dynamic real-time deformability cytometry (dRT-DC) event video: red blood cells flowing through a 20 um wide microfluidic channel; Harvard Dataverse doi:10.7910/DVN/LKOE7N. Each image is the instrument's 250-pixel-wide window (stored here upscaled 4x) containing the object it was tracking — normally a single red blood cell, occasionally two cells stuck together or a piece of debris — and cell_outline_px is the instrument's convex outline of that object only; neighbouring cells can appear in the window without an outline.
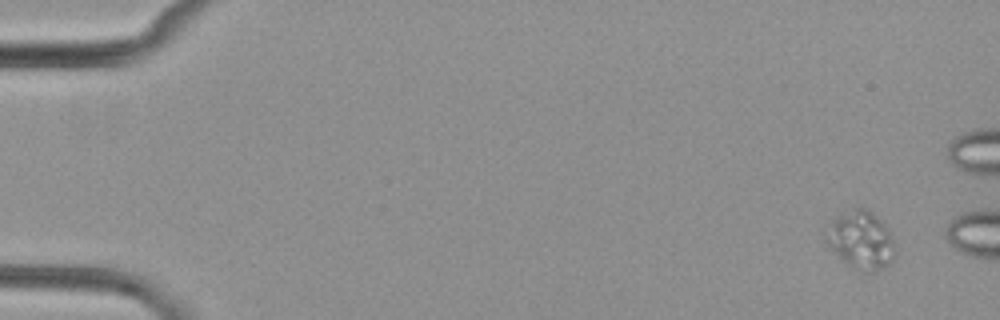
{"species": "common noctule bat (a hibernating species)", "species_latin": "Nyctalus noctula", "temperature_condition": "cold", "stored_images_in_passage": 3, "camera_frame_rate_fps": 3000, "um_per_image_px": 0.085, "animal": {"sex": "female", "body_mass_g": 29.2, "forearm_length_mm": 56.3}, "frame": {"image": 1, "passage_image": 1, "time_ms": 0.0, "image_size_px": [1000, 320], "cell_outline_px": [[896, 252], [892, 260], [884, 268], [864, 276], [852, 268], [824, 240], [824, 236], [832, 220], [836, 216], [856, 208], [864, 208], [872, 212], [884, 224], [892, 240]], "centroid_in_image_um": [73.19, 20.46], "position_along_channel_um": 11.8, "area_um2": 23.24}}